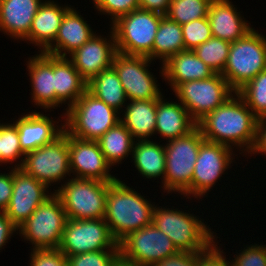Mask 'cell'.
Listing matches in <instances>:
<instances>
[{"instance_id":"cell-1","label":"cell","mask_w":266,"mask_h":266,"mask_svg":"<svg viewBox=\"0 0 266 266\" xmlns=\"http://www.w3.org/2000/svg\"><path fill=\"white\" fill-rule=\"evenodd\" d=\"M257 121L258 118L235 92L220 107L199 120L197 128L206 141L235 147L241 151L239 154L249 156L256 139Z\"/></svg>"},{"instance_id":"cell-2","label":"cell","mask_w":266,"mask_h":266,"mask_svg":"<svg viewBox=\"0 0 266 266\" xmlns=\"http://www.w3.org/2000/svg\"><path fill=\"white\" fill-rule=\"evenodd\" d=\"M154 206L120 179L112 182L108 187L104 220L113 238L119 243L130 232L152 224Z\"/></svg>"},{"instance_id":"cell-3","label":"cell","mask_w":266,"mask_h":266,"mask_svg":"<svg viewBox=\"0 0 266 266\" xmlns=\"http://www.w3.org/2000/svg\"><path fill=\"white\" fill-rule=\"evenodd\" d=\"M157 206L153 209L152 224L166 234L179 251L206 252L217 242L218 236L204 223V219L200 220L189 210Z\"/></svg>"},{"instance_id":"cell-4","label":"cell","mask_w":266,"mask_h":266,"mask_svg":"<svg viewBox=\"0 0 266 266\" xmlns=\"http://www.w3.org/2000/svg\"><path fill=\"white\" fill-rule=\"evenodd\" d=\"M201 131L196 128L190 134L165 142L166 166L161 188L167 194L178 192L183 198L192 197V177L201 143Z\"/></svg>"},{"instance_id":"cell-5","label":"cell","mask_w":266,"mask_h":266,"mask_svg":"<svg viewBox=\"0 0 266 266\" xmlns=\"http://www.w3.org/2000/svg\"><path fill=\"white\" fill-rule=\"evenodd\" d=\"M64 130L79 139L97 141L120 122V113L86 91L65 109Z\"/></svg>"},{"instance_id":"cell-6","label":"cell","mask_w":266,"mask_h":266,"mask_svg":"<svg viewBox=\"0 0 266 266\" xmlns=\"http://www.w3.org/2000/svg\"><path fill=\"white\" fill-rule=\"evenodd\" d=\"M63 183L54 189V194L61 201L67 219L105 217L108 187L112 182L71 177Z\"/></svg>"},{"instance_id":"cell-7","label":"cell","mask_w":266,"mask_h":266,"mask_svg":"<svg viewBox=\"0 0 266 266\" xmlns=\"http://www.w3.org/2000/svg\"><path fill=\"white\" fill-rule=\"evenodd\" d=\"M266 70V37L256 29L231 42L229 55L221 75L237 92L257 74Z\"/></svg>"},{"instance_id":"cell-8","label":"cell","mask_w":266,"mask_h":266,"mask_svg":"<svg viewBox=\"0 0 266 266\" xmlns=\"http://www.w3.org/2000/svg\"><path fill=\"white\" fill-rule=\"evenodd\" d=\"M163 16L139 8L119 17L111 25L117 52L152 60L153 43Z\"/></svg>"},{"instance_id":"cell-9","label":"cell","mask_w":266,"mask_h":266,"mask_svg":"<svg viewBox=\"0 0 266 266\" xmlns=\"http://www.w3.org/2000/svg\"><path fill=\"white\" fill-rule=\"evenodd\" d=\"M66 221L61 201L53 194L18 227L19 236L23 237L24 241H30L31 249H57Z\"/></svg>"},{"instance_id":"cell-10","label":"cell","mask_w":266,"mask_h":266,"mask_svg":"<svg viewBox=\"0 0 266 266\" xmlns=\"http://www.w3.org/2000/svg\"><path fill=\"white\" fill-rule=\"evenodd\" d=\"M20 169L48 187L53 186L51 184H60L67 175L72 177L69 162V134L63 130L53 142L26 153Z\"/></svg>"},{"instance_id":"cell-11","label":"cell","mask_w":266,"mask_h":266,"mask_svg":"<svg viewBox=\"0 0 266 266\" xmlns=\"http://www.w3.org/2000/svg\"><path fill=\"white\" fill-rule=\"evenodd\" d=\"M173 92L196 122L235 93L221 73L204 80L183 82Z\"/></svg>"},{"instance_id":"cell-12","label":"cell","mask_w":266,"mask_h":266,"mask_svg":"<svg viewBox=\"0 0 266 266\" xmlns=\"http://www.w3.org/2000/svg\"><path fill=\"white\" fill-rule=\"evenodd\" d=\"M66 257L101 250H120L103 219H67L58 248Z\"/></svg>"},{"instance_id":"cell-13","label":"cell","mask_w":266,"mask_h":266,"mask_svg":"<svg viewBox=\"0 0 266 266\" xmlns=\"http://www.w3.org/2000/svg\"><path fill=\"white\" fill-rule=\"evenodd\" d=\"M118 244L124 259L142 266H153L179 252L170 238L153 224L130 232Z\"/></svg>"},{"instance_id":"cell-14","label":"cell","mask_w":266,"mask_h":266,"mask_svg":"<svg viewBox=\"0 0 266 266\" xmlns=\"http://www.w3.org/2000/svg\"><path fill=\"white\" fill-rule=\"evenodd\" d=\"M152 62L146 56L118 52L114 55L112 67L119 76L128 101L153 100L162 96L158 80L149 70Z\"/></svg>"},{"instance_id":"cell-15","label":"cell","mask_w":266,"mask_h":266,"mask_svg":"<svg viewBox=\"0 0 266 266\" xmlns=\"http://www.w3.org/2000/svg\"><path fill=\"white\" fill-rule=\"evenodd\" d=\"M233 151L234 149L223 144L206 140L201 143L193 171L192 197L196 199L207 197L206 194L235 161L233 157L237 156V153Z\"/></svg>"},{"instance_id":"cell-16","label":"cell","mask_w":266,"mask_h":266,"mask_svg":"<svg viewBox=\"0 0 266 266\" xmlns=\"http://www.w3.org/2000/svg\"><path fill=\"white\" fill-rule=\"evenodd\" d=\"M49 187L26 174L20 168L13 167V190L7 209L4 211L9 219L19 227L40 204L45 202L54 192Z\"/></svg>"},{"instance_id":"cell-17","label":"cell","mask_w":266,"mask_h":266,"mask_svg":"<svg viewBox=\"0 0 266 266\" xmlns=\"http://www.w3.org/2000/svg\"><path fill=\"white\" fill-rule=\"evenodd\" d=\"M70 171L75 178L114 182L118 178L110 173L111 165L106 161L97 141L83 140L69 134Z\"/></svg>"},{"instance_id":"cell-18","label":"cell","mask_w":266,"mask_h":266,"mask_svg":"<svg viewBox=\"0 0 266 266\" xmlns=\"http://www.w3.org/2000/svg\"><path fill=\"white\" fill-rule=\"evenodd\" d=\"M110 30L108 39L95 33L84 45L68 56L87 83L101 71L112 67L117 50L114 32L112 28Z\"/></svg>"},{"instance_id":"cell-19","label":"cell","mask_w":266,"mask_h":266,"mask_svg":"<svg viewBox=\"0 0 266 266\" xmlns=\"http://www.w3.org/2000/svg\"><path fill=\"white\" fill-rule=\"evenodd\" d=\"M49 115L32 110L19 116L15 122L13 120L17 126L21 149L25 154L53 142L63 133L64 123L58 125L59 122L48 117Z\"/></svg>"},{"instance_id":"cell-20","label":"cell","mask_w":266,"mask_h":266,"mask_svg":"<svg viewBox=\"0 0 266 266\" xmlns=\"http://www.w3.org/2000/svg\"><path fill=\"white\" fill-rule=\"evenodd\" d=\"M39 53V54H38ZM37 55L29 57L27 61L28 74L32 92L31 100L39 108H43L45 113L57 109L55 82H54V56L44 52H38Z\"/></svg>"},{"instance_id":"cell-21","label":"cell","mask_w":266,"mask_h":266,"mask_svg":"<svg viewBox=\"0 0 266 266\" xmlns=\"http://www.w3.org/2000/svg\"><path fill=\"white\" fill-rule=\"evenodd\" d=\"M79 13L74 6L65 12L54 42L44 53L68 57L96 33Z\"/></svg>"},{"instance_id":"cell-22","label":"cell","mask_w":266,"mask_h":266,"mask_svg":"<svg viewBox=\"0 0 266 266\" xmlns=\"http://www.w3.org/2000/svg\"><path fill=\"white\" fill-rule=\"evenodd\" d=\"M234 6L230 0L211 2L207 18L213 37L235 42L253 29Z\"/></svg>"},{"instance_id":"cell-23","label":"cell","mask_w":266,"mask_h":266,"mask_svg":"<svg viewBox=\"0 0 266 266\" xmlns=\"http://www.w3.org/2000/svg\"><path fill=\"white\" fill-rule=\"evenodd\" d=\"M160 68V76L169 83L172 90L183 82L204 80L216 74L193 50L174 54Z\"/></svg>"},{"instance_id":"cell-24","label":"cell","mask_w":266,"mask_h":266,"mask_svg":"<svg viewBox=\"0 0 266 266\" xmlns=\"http://www.w3.org/2000/svg\"><path fill=\"white\" fill-rule=\"evenodd\" d=\"M71 5H59L54 0H44L32 20L29 34L22 40L44 52L55 40L62 18Z\"/></svg>"},{"instance_id":"cell-25","label":"cell","mask_w":266,"mask_h":266,"mask_svg":"<svg viewBox=\"0 0 266 266\" xmlns=\"http://www.w3.org/2000/svg\"><path fill=\"white\" fill-rule=\"evenodd\" d=\"M44 0H0V31L22 41Z\"/></svg>"},{"instance_id":"cell-26","label":"cell","mask_w":266,"mask_h":266,"mask_svg":"<svg viewBox=\"0 0 266 266\" xmlns=\"http://www.w3.org/2000/svg\"><path fill=\"white\" fill-rule=\"evenodd\" d=\"M163 97L157 99L155 135L168 141L184 137L197 128V122L179 101H167Z\"/></svg>"},{"instance_id":"cell-27","label":"cell","mask_w":266,"mask_h":266,"mask_svg":"<svg viewBox=\"0 0 266 266\" xmlns=\"http://www.w3.org/2000/svg\"><path fill=\"white\" fill-rule=\"evenodd\" d=\"M54 82L56 107L67 104L69 108L87 91V82L68 57L54 56Z\"/></svg>"},{"instance_id":"cell-28","label":"cell","mask_w":266,"mask_h":266,"mask_svg":"<svg viewBox=\"0 0 266 266\" xmlns=\"http://www.w3.org/2000/svg\"><path fill=\"white\" fill-rule=\"evenodd\" d=\"M129 102V103H128ZM120 116L121 123L135 141L150 140L155 135L157 99L128 101Z\"/></svg>"},{"instance_id":"cell-29","label":"cell","mask_w":266,"mask_h":266,"mask_svg":"<svg viewBox=\"0 0 266 266\" xmlns=\"http://www.w3.org/2000/svg\"><path fill=\"white\" fill-rule=\"evenodd\" d=\"M132 161L138 173L147 179L161 178L165 176L166 154L165 147L160 142L150 140H139L134 142Z\"/></svg>"},{"instance_id":"cell-30","label":"cell","mask_w":266,"mask_h":266,"mask_svg":"<svg viewBox=\"0 0 266 266\" xmlns=\"http://www.w3.org/2000/svg\"><path fill=\"white\" fill-rule=\"evenodd\" d=\"M87 91L120 114L128 101L119 76L113 67L101 71L92 78L87 83Z\"/></svg>"},{"instance_id":"cell-31","label":"cell","mask_w":266,"mask_h":266,"mask_svg":"<svg viewBox=\"0 0 266 266\" xmlns=\"http://www.w3.org/2000/svg\"><path fill=\"white\" fill-rule=\"evenodd\" d=\"M185 50L182 26L163 16L152 48V61L159 59L164 64L170 57Z\"/></svg>"},{"instance_id":"cell-32","label":"cell","mask_w":266,"mask_h":266,"mask_svg":"<svg viewBox=\"0 0 266 266\" xmlns=\"http://www.w3.org/2000/svg\"><path fill=\"white\" fill-rule=\"evenodd\" d=\"M106 161L111 165L122 164V160L133 152L135 140L130 131L120 122L97 140Z\"/></svg>"},{"instance_id":"cell-33","label":"cell","mask_w":266,"mask_h":266,"mask_svg":"<svg viewBox=\"0 0 266 266\" xmlns=\"http://www.w3.org/2000/svg\"><path fill=\"white\" fill-rule=\"evenodd\" d=\"M258 118L266 117V70L236 92Z\"/></svg>"},{"instance_id":"cell-34","label":"cell","mask_w":266,"mask_h":266,"mask_svg":"<svg viewBox=\"0 0 266 266\" xmlns=\"http://www.w3.org/2000/svg\"><path fill=\"white\" fill-rule=\"evenodd\" d=\"M213 0H171L167 16L170 20L184 25L190 21L208 16Z\"/></svg>"},{"instance_id":"cell-35","label":"cell","mask_w":266,"mask_h":266,"mask_svg":"<svg viewBox=\"0 0 266 266\" xmlns=\"http://www.w3.org/2000/svg\"><path fill=\"white\" fill-rule=\"evenodd\" d=\"M231 42L211 37L193 51L215 73H222L229 55Z\"/></svg>"},{"instance_id":"cell-36","label":"cell","mask_w":266,"mask_h":266,"mask_svg":"<svg viewBox=\"0 0 266 266\" xmlns=\"http://www.w3.org/2000/svg\"><path fill=\"white\" fill-rule=\"evenodd\" d=\"M24 157L25 153L20 146L17 126L14 123H1V164L11 165L17 162L14 168H20Z\"/></svg>"},{"instance_id":"cell-37","label":"cell","mask_w":266,"mask_h":266,"mask_svg":"<svg viewBox=\"0 0 266 266\" xmlns=\"http://www.w3.org/2000/svg\"><path fill=\"white\" fill-rule=\"evenodd\" d=\"M181 26L185 50H194L213 37L207 17L190 21Z\"/></svg>"},{"instance_id":"cell-38","label":"cell","mask_w":266,"mask_h":266,"mask_svg":"<svg viewBox=\"0 0 266 266\" xmlns=\"http://www.w3.org/2000/svg\"><path fill=\"white\" fill-rule=\"evenodd\" d=\"M120 250H101L68 256V266H113Z\"/></svg>"},{"instance_id":"cell-39","label":"cell","mask_w":266,"mask_h":266,"mask_svg":"<svg viewBox=\"0 0 266 266\" xmlns=\"http://www.w3.org/2000/svg\"><path fill=\"white\" fill-rule=\"evenodd\" d=\"M99 14L111 16V24L119 17L139 9V0H92Z\"/></svg>"},{"instance_id":"cell-40","label":"cell","mask_w":266,"mask_h":266,"mask_svg":"<svg viewBox=\"0 0 266 266\" xmlns=\"http://www.w3.org/2000/svg\"><path fill=\"white\" fill-rule=\"evenodd\" d=\"M236 253L231 261L232 266H266V245H247Z\"/></svg>"},{"instance_id":"cell-41","label":"cell","mask_w":266,"mask_h":266,"mask_svg":"<svg viewBox=\"0 0 266 266\" xmlns=\"http://www.w3.org/2000/svg\"><path fill=\"white\" fill-rule=\"evenodd\" d=\"M30 266H68V259L57 249H30Z\"/></svg>"},{"instance_id":"cell-42","label":"cell","mask_w":266,"mask_h":266,"mask_svg":"<svg viewBox=\"0 0 266 266\" xmlns=\"http://www.w3.org/2000/svg\"><path fill=\"white\" fill-rule=\"evenodd\" d=\"M217 244L215 242L206 252L199 253V266H232L231 260L226 259L225 252Z\"/></svg>"},{"instance_id":"cell-43","label":"cell","mask_w":266,"mask_h":266,"mask_svg":"<svg viewBox=\"0 0 266 266\" xmlns=\"http://www.w3.org/2000/svg\"><path fill=\"white\" fill-rule=\"evenodd\" d=\"M153 266H199V253L179 251L156 262Z\"/></svg>"},{"instance_id":"cell-44","label":"cell","mask_w":266,"mask_h":266,"mask_svg":"<svg viewBox=\"0 0 266 266\" xmlns=\"http://www.w3.org/2000/svg\"><path fill=\"white\" fill-rule=\"evenodd\" d=\"M9 173H0V212H4L10 202L13 190V166Z\"/></svg>"},{"instance_id":"cell-45","label":"cell","mask_w":266,"mask_h":266,"mask_svg":"<svg viewBox=\"0 0 266 266\" xmlns=\"http://www.w3.org/2000/svg\"><path fill=\"white\" fill-rule=\"evenodd\" d=\"M266 155V117L258 119L256 126V139L250 156L253 154Z\"/></svg>"},{"instance_id":"cell-46","label":"cell","mask_w":266,"mask_h":266,"mask_svg":"<svg viewBox=\"0 0 266 266\" xmlns=\"http://www.w3.org/2000/svg\"><path fill=\"white\" fill-rule=\"evenodd\" d=\"M15 232L18 234V227L9 219L5 212H0V250L4 248V245L8 243V240Z\"/></svg>"},{"instance_id":"cell-47","label":"cell","mask_w":266,"mask_h":266,"mask_svg":"<svg viewBox=\"0 0 266 266\" xmlns=\"http://www.w3.org/2000/svg\"><path fill=\"white\" fill-rule=\"evenodd\" d=\"M171 0H139V8L166 15Z\"/></svg>"},{"instance_id":"cell-48","label":"cell","mask_w":266,"mask_h":266,"mask_svg":"<svg viewBox=\"0 0 266 266\" xmlns=\"http://www.w3.org/2000/svg\"><path fill=\"white\" fill-rule=\"evenodd\" d=\"M113 266H142L138 263L128 261L124 259L121 255L117 258Z\"/></svg>"},{"instance_id":"cell-49","label":"cell","mask_w":266,"mask_h":266,"mask_svg":"<svg viewBox=\"0 0 266 266\" xmlns=\"http://www.w3.org/2000/svg\"><path fill=\"white\" fill-rule=\"evenodd\" d=\"M0 165H1V123H0Z\"/></svg>"}]
</instances>
